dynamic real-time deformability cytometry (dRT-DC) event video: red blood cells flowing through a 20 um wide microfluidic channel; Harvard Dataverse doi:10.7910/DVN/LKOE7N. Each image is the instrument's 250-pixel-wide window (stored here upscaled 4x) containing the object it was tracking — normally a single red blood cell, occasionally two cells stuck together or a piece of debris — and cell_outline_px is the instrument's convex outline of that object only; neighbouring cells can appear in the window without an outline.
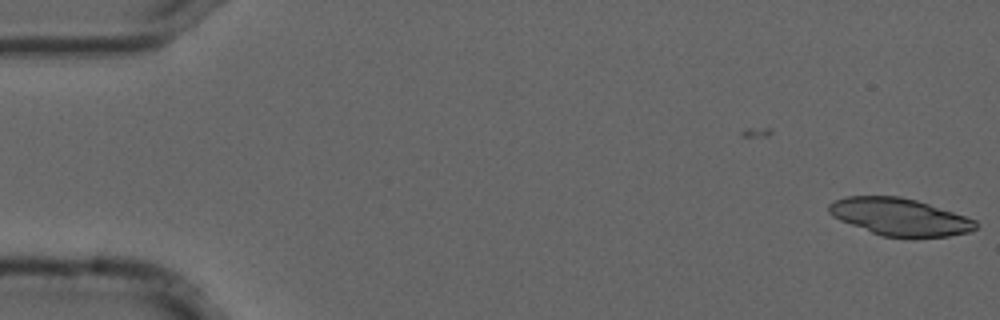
{"species": "common noctule bat (a hibernating species)", "species_latin": "Nyctalus noctula", "temperature_condition": "cold", "stored_images_in_passage": 2, "camera_frame_rate_fps": 3000, "um_per_image_px": 0.085, "animal": {"sex": "male", "forearm_length_mm": 52.5}, "frame": {"image": 1, "passage_image": 2, "time_ms": 0.333, "image_size_px": [1000, 320], "cell_outline_px": [[980, 224], [976, 228], [968, 232], [948, 236], [880, 236], [840, 220], [832, 216], [828, 212], [828, 204], [836, 200], [848, 196], [900, 196], [916, 200], [976, 220]], "centroid_in_image_um": [76.45, 18.42], "position_along_channel_um": 8.6, "area_um2": 31.44}}